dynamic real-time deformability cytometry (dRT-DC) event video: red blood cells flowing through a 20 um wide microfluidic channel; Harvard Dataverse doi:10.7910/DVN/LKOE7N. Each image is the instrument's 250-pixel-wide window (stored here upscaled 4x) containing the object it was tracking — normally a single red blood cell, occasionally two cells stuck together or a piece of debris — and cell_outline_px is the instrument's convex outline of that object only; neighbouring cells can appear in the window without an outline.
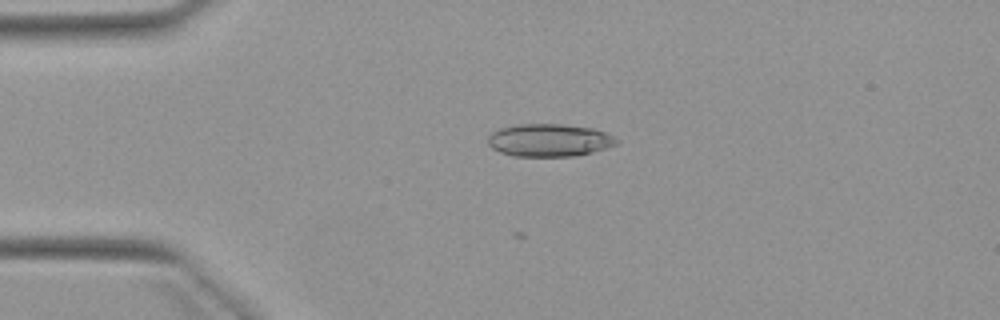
{"species": "Egyptian fruit bat (a non-hibernating species)", "species_latin": "Rousettus aegyptiacus", "temperature_condition": "warm", "stored_images_in_passage": 5, "camera_frame_rate_fps": 3000, "um_per_image_px": 0.085, "animal": {"sex": "female"}, "frame": {"image": 1, "passage_image": 4, "time_ms": 3.667, "image_size_px": [1000, 320], "cell_outline_px": [[620, 140], [616, 144], [592, 152], [572, 156], [512, 156], [500, 152], [492, 148], [488, 144], [488, 136], [492, 132], [500, 128], [520, 124], [564, 124], [596, 128]], "centroid_in_image_um": [46.68, 11.91], "position_along_channel_um": 38.3, "area_um2": 24.51}}